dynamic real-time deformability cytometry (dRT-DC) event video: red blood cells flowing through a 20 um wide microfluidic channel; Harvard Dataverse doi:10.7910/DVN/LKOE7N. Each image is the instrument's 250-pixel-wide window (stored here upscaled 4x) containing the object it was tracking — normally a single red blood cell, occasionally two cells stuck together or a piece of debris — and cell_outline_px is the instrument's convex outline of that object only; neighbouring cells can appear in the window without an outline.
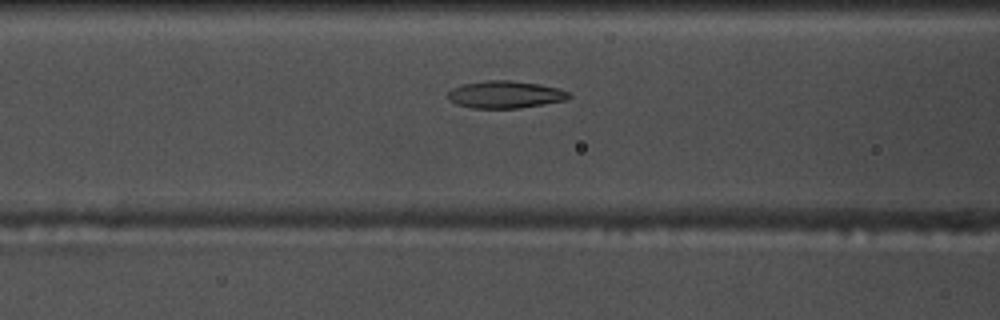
{"species": "common noctule bat (a hibernating species)", "species_latin": "Nyctalus noctula", "temperature_condition": "warm", "stored_images_in_passage": 32, "camera_frame_rate_fps": 3000, "um_per_image_px": 0.085, "animal": {"sex": "male", "body_mass_g": 17.5, "forearm_length_mm": 52.3}, "frame": {"image": 1, "passage_image": 5, "time_ms": 1.333, "image_size_px": [1000, 320], "cell_outline_px": [[572, 96], [568, 100], [520, 108], [472, 108], [456, 104], [448, 100], [448, 92], [452, 88], [464, 84], [488, 80], [508, 80], [540, 84], [560, 88], [568, 92]], "centroid_in_image_um": [42.97, 8.04], "position_along_channel_um": 123.6, "area_um2": 19.36}}
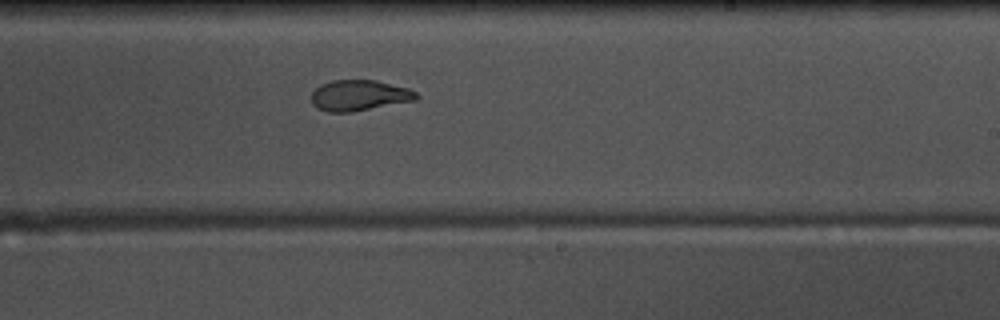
{"frame": {"image": 2, "passage_image": 16, "time_ms": 5.0, "image_size_px": [1000, 320], "cell_outline_px": [[420, 96], [416, 100], [352, 112], [328, 112], [316, 108], [312, 104], [312, 92], [320, 84], [332, 80], [376, 80], [408, 88], [416, 92]], "centroid_in_image_um": [30.53, 8.11], "position_along_channel_um": 258.5, "area_um2": 18.9}}
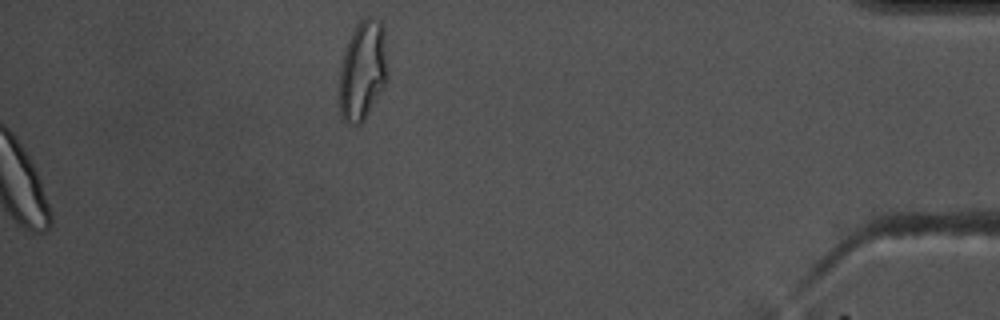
{"frame": {"image": 3, "passage_image": 32, "time_ms": 10.333, "image_size_px": [1000, 320], "cell_outline_px": [[388, 80], [364, 120], [360, 124], [348, 124], [340, 116], [340, 68], [344, 52], [348, 40], [356, 24], [360, 20], [368, 16], [372, 16], [380, 20], [384, 24], [388, 72]], "centroid_in_image_um": [30.86, 5.95], "position_along_channel_um": 404.3, "area_um2": 28.44}}